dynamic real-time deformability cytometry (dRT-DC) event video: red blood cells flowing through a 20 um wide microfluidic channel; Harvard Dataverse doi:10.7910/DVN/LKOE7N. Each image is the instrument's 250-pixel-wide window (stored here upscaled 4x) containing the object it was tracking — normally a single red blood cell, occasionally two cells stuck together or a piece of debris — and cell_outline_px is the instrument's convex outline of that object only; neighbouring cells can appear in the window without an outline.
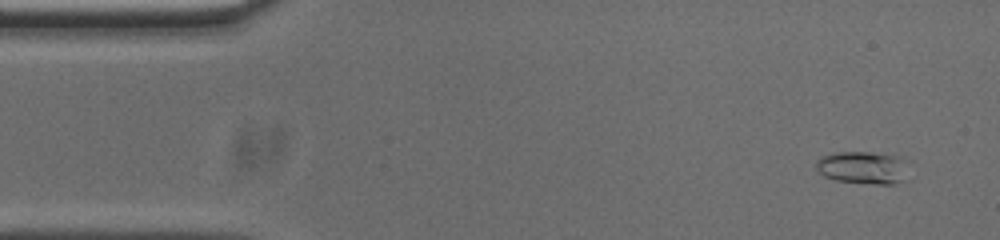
{"species": "common noctule bat (a hibernating species)", "species_latin": "Nyctalus noctula", "temperature_condition": "cold", "stored_images_in_passage": 53, "camera_frame_rate_fps": 3000, "um_per_image_px": 0.085, "animal": {"sex": "male", "body_mass_g": 20.0, "forearm_length_mm": 53.3}, "frame": {"image": 1, "passage_image": 3, "time_ms": 0.667, "image_size_px": [1000, 240], "cell_outline_px": [[900, 180], [892, 184], [872, 184], [836, 180], [824, 176], [816, 168], [816, 160], [820, 156], [832, 152], [872, 152], [896, 156]], "centroid_in_image_um": [73.06, 14.23], "position_along_channel_um": 11.9, "area_um2": 16.42}}
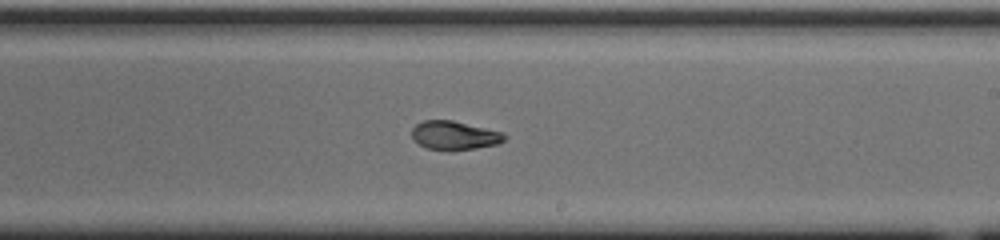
{"frame": {"image": 2, "passage_image": 30, "time_ms": 9.667, "image_size_px": [1000, 240], "cell_outline_px": [[508, 136], [504, 140], [496, 144], [476, 148], [448, 152], [428, 148], [420, 144], [412, 136], [412, 128], [416, 124], [424, 120], [452, 120], [504, 132]], "centroid_in_image_um": [38.65, 11.52], "position_along_channel_um": 250.4, "area_um2": 15.66}}
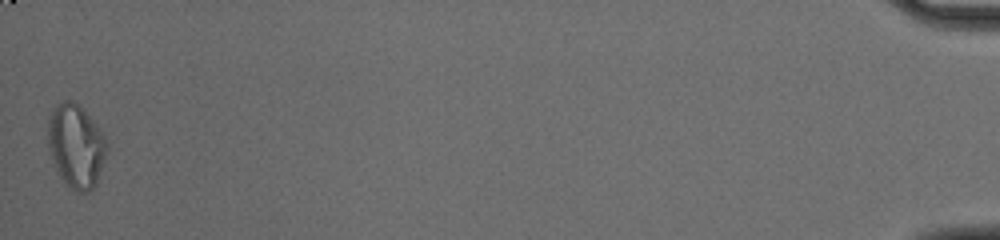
{"frame": {"image": 3, "passage_image": 53, "time_ms": 17.333, "image_size_px": [1000, 240], "cell_outline_px": [[108, 148], [96, 184], [88, 192], [80, 192], [72, 188], [56, 172], [52, 164], [48, 144], [48, 116], [52, 108], [56, 104], [64, 100], [72, 100], [80, 104], [84, 108], [96, 124], [104, 136]], "centroid_in_image_um": [6.44, 12.36], "position_along_channel_um": 428.8, "area_um2": 28.84}, "authors_computed_cell_mechanics": {"area_um2": 16.0106, "velocity_mm_per_s": 3.7319, "shape_relaxation_time_tau1_ms": null, "shape_relaxation_time_tau2_ms": 2.9011, "deformation_change_tau1": null, "deformation_change_tau2": 0.0838}}